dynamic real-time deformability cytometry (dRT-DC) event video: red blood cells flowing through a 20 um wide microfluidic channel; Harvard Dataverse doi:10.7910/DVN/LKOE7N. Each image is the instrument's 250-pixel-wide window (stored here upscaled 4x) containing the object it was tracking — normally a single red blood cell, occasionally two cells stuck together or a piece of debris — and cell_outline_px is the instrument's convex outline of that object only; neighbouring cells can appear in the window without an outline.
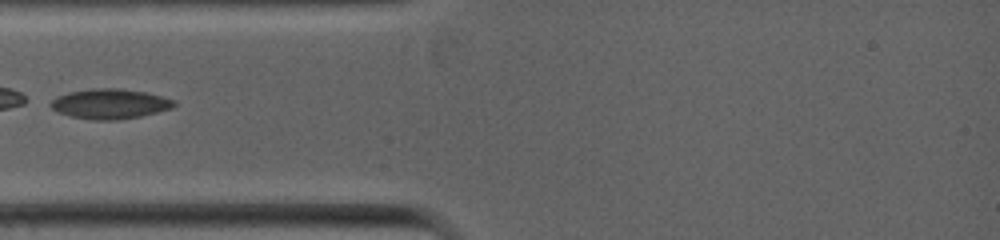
{"species": "common noctule bat (a hibernating species)", "species_latin": "Nyctalus noctula", "temperature_condition": "warm", "stored_images_in_passage": 24, "camera_frame_rate_fps": 5000, "um_per_image_px": 0.085, "animal": {"sex": "female", "body_mass_g": 19.0, "forearm_length_mm": 53.3}, "frame": {"image": 1, "passage_image": 1, "time_ms": 0.0, "image_size_px": [1000, 240], "cell_outline_px": [[176, 104], [172, 108], [140, 116], [116, 120], [92, 120], [72, 116], [60, 112], [52, 108], [48, 104], [56, 96], [68, 92], [92, 88], [120, 88], [144, 92], [176, 100]], "centroid_in_image_um": [9.33, 8.82], "position_along_channel_um": 75.7, "area_um2": 21.44}}
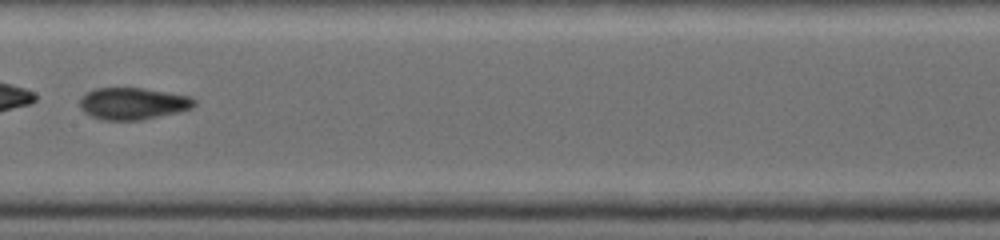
{"frame": {"image": 2, "passage_image": 8, "time_ms": 2.4, "image_size_px": [1000, 240], "cell_outline_px": [[196, 104], [192, 108], [180, 112], [140, 120], [104, 120], [92, 116], [84, 112], [80, 108], [80, 96], [96, 88], [144, 88], [192, 96], [196, 100]], "centroid_in_image_um": [11.33, 8.8], "position_along_channel_um": 196.1, "area_um2": 21.44}}
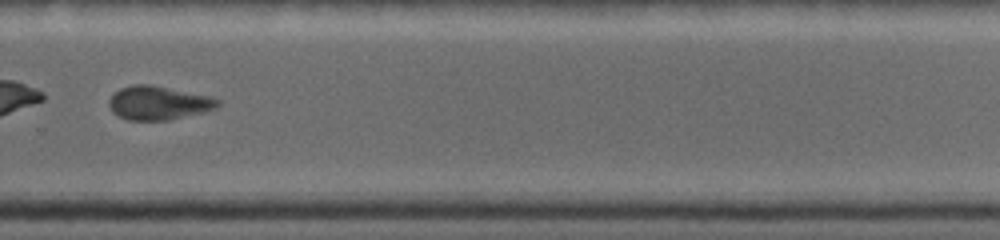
{"frame": {"image": 3, "passage_image": 14, "time_ms": 4.8, "image_size_px": [1000, 240], "cell_outline_px": [[220, 104], [216, 108], [204, 112], [168, 120], [128, 120], [112, 112], [108, 104], [108, 100], [120, 88], [132, 84], [148, 84], [208, 96], [220, 100]], "centroid_in_image_um": [13.45, 8.75], "position_along_channel_um": 316.4, "area_um2": 21.15}}